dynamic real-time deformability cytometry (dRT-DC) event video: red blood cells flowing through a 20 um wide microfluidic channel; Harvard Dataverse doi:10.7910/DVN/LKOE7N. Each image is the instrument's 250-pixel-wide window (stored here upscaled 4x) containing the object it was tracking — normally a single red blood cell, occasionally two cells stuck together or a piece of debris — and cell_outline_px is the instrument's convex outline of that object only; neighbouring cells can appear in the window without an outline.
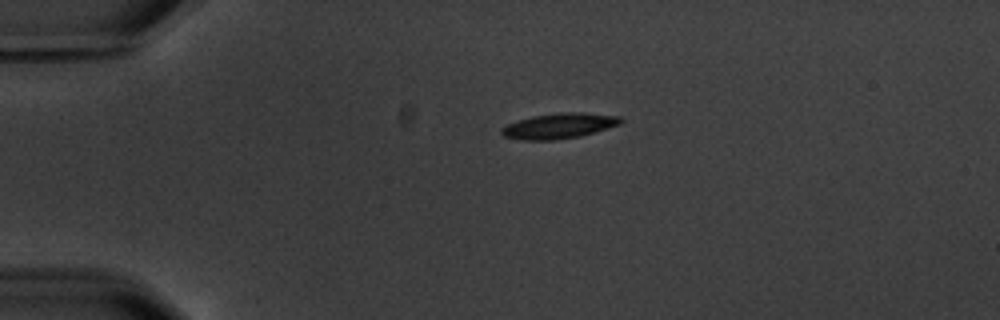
{"species": "common noctule bat (a hibernating species)", "species_latin": "Nyctalus noctula", "temperature_condition": "warm", "stored_images_in_passage": 3, "camera_frame_rate_fps": 3000, "um_per_image_px": 0.085, "animal": {"sex": "male", "body_mass_g": 20.1, "forearm_length_mm": 53.5}, "frame": {"image": 1, "passage_image": 3, "time_ms": 3.0, "image_size_px": [1000, 320], "cell_outline_px": [[624, 120], [620, 124], [580, 136], [556, 140], [524, 140], [504, 136], [500, 132], [500, 128], [508, 124], [532, 116], [564, 112], [580, 112], [620, 116]], "centroid_in_image_um": [47.53, 10.7], "position_along_channel_um": 37.5, "area_um2": 17.46}}